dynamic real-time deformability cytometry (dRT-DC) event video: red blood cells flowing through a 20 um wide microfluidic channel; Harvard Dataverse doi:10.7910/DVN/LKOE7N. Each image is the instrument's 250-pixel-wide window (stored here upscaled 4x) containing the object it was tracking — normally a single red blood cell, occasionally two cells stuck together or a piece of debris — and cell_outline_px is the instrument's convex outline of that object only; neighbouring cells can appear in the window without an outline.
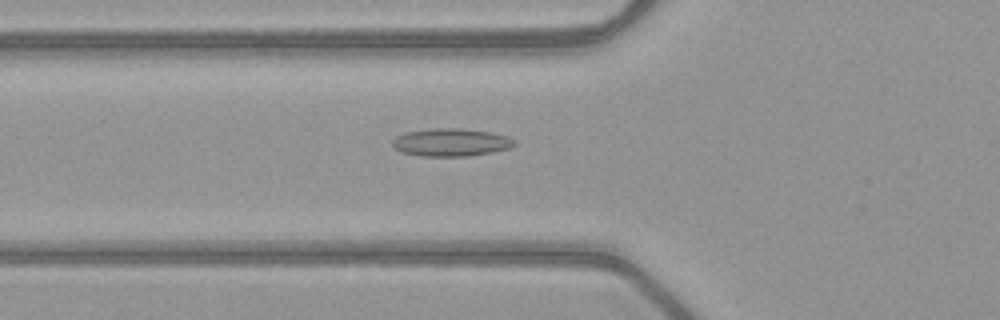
{"species": "common noctule bat (a hibernating species)", "species_latin": "Nyctalus noctula", "temperature_condition": "warm", "stored_images_in_passage": 52, "camera_frame_rate_fps": 3000, "um_per_image_px": 0.085, "animal": {"sex": "female", "body_mass_g": 21.9}, "frame": {"image": 1, "passage_image": 20, "time_ms": 6.333, "image_size_px": [1000, 320], "cell_outline_px": [[516, 144], [512, 148], [492, 152], [468, 156], [424, 156], [400, 152], [392, 144], [392, 140], [396, 136], [404, 132], [428, 128], [460, 128], [492, 132], [508, 136], [516, 140]], "centroid_in_image_um": [38.36, 12.09], "position_along_channel_um": 87.4, "area_um2": 20.06}}
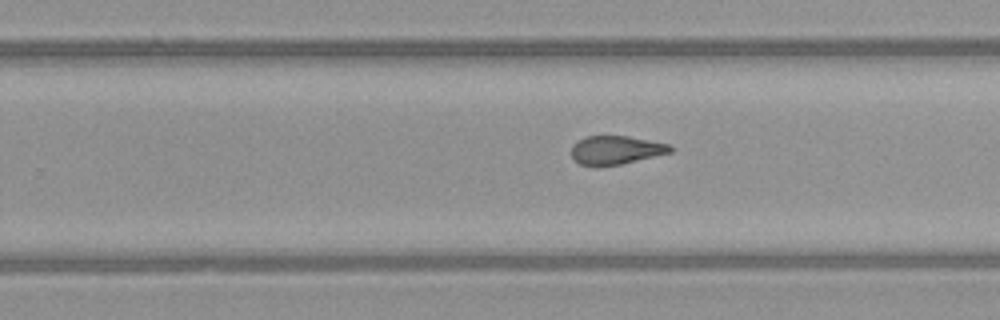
{"frame": {"image": 2, "passage_image": 34, "time_ms": 11.0, "image_size_px": [1000, 320], "cell_outline_px": [[676, 148], [672, 152], [620, 164], [600, 168], [580, 164], [572, 156], [572, 144], [584, 136], [628, 136], [668, 144]], "centroid_in_image_um": [52.33, 12.77], "position_along_channel_um": 277.5, "area_um2": 16.65}}
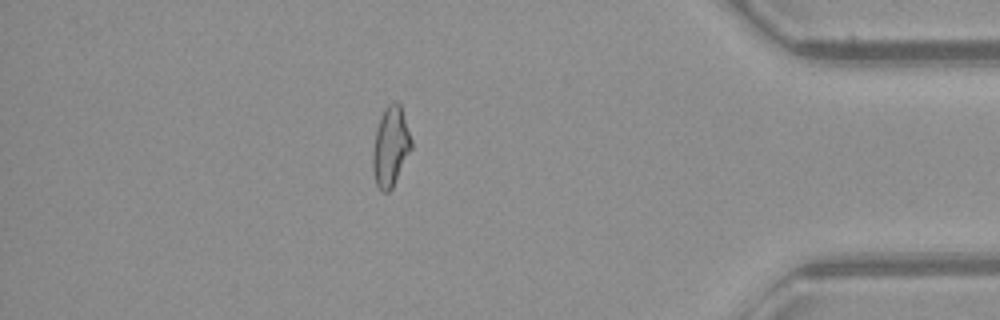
{"frame": {"image": 3, "passage_image": 46, "time_ms": 15.0, "image_size_px": [1000, 320], "cell_outline_px": [[412, 148], [392, 188], [388, 192], [380, 192], [376, 184], [372, 168], [372, 152], [376, 128], [384, 108], [388, 104], [396, 100], [400, 104], [412, 140]], "centroid_in_image_um": [33.18, 12.46], "position_along_channel_um": 402.0, "area_um2": 18.03}, "authors_computed_cell_mechanics": {"area_um2": 18.207, "velocity_mm_per_s": 4.0631, "shape_relaxation_time_tau1_ms": null, "shape_relaxation_time_tau2_ms": 2.0775, "deformation_change_tau1": null, "deformation_change_tau2": 0.0924}}